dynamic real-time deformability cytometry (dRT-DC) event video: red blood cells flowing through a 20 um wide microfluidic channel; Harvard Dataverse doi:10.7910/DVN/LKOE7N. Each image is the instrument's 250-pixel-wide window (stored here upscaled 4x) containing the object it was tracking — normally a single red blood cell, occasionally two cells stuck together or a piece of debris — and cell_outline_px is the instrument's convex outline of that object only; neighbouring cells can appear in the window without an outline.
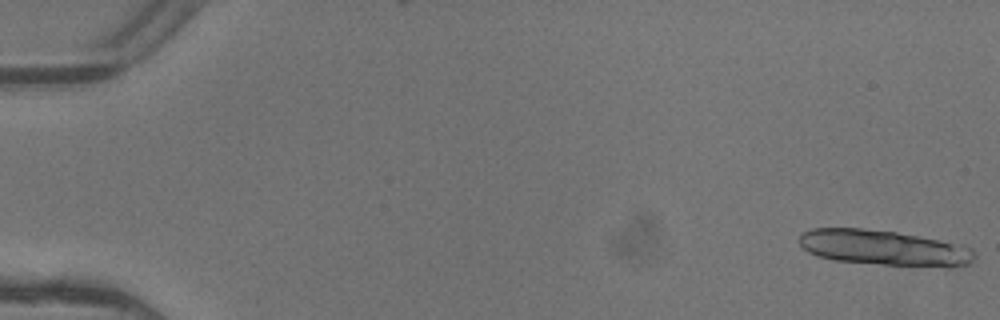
{"species": "common noctule bat (a hibernating species)", "species_latin": "Nyctalus noctula", "temperature_condition": "warm", "stored_images_in_passage": 5, "camera_frame_rate_fps": 3000, "um_per_image_px": 0.085, "animal": {"sex": "female"}, "frame": {"image": 1, "passage_image": 1, "time_ms": 0.0, "image_size_px": [1000, 320], "cell_outline_px": [[976, 256], [968, 264], [952, 268], [948, 268], [884, 264], [836, 260], [816, 256], [808, 252], [800, 244], [800, 236], [804, 232], [812, 228], [864, 228], [896, 232], [964, 244], [972, 248]], "centroid_in_image_um": [75.21, 21.07], "position_along_channel_um": 9.8, "area_um2": 36.36}}